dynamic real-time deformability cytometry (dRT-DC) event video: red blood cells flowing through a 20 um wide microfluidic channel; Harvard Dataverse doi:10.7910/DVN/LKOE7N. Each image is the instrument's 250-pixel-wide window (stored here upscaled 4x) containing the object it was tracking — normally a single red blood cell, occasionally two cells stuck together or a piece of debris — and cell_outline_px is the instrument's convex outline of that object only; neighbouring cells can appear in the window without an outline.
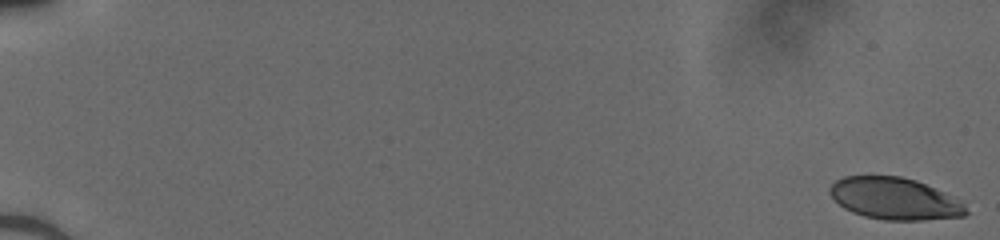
{"species": "human", "species_latin": "Homo sapiens", "temperature_condition": "cold", "stored_images_in_passage": 15, "camera_frame_rate_fps": 3000, "um_per_image_px": 0.085, "donor": {"sex": "male"}, "frame": {"image": 1, "passage_image": 1, "time_ms": 0.0, "image_size_px": [1000, 240], "cell_outline_px": [[968, 212], [964, 216], [924, 220], [884, 220], [864, 216], [852, 212], [844, 208], [828, 192], [828, 188], [836, 180], [844, 176], [900, 176], [916, 180], [936, 188], [960, 200], [964, 204]], "centroid_in_image_um": [76.05, 16.88], "position_along_channel_um": 8.9, "area_um2": 33.29}}